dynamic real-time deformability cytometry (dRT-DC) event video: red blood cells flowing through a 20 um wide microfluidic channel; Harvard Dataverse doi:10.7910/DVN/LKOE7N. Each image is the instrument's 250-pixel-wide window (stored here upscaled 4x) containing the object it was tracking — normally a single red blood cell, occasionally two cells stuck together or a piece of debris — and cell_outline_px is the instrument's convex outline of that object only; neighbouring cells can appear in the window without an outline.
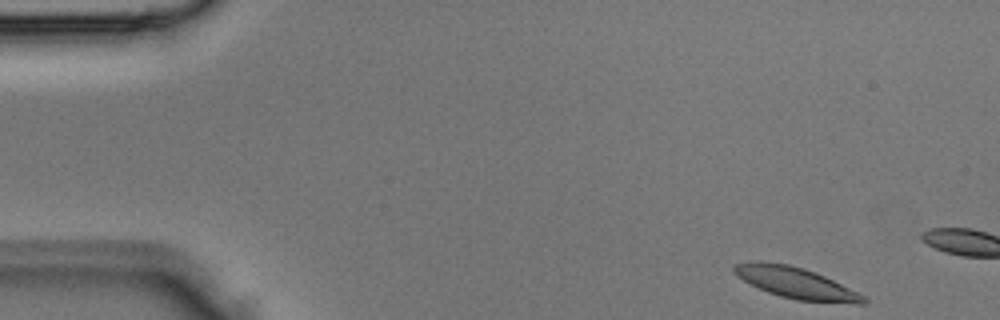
{"species": "Egyptian fruit bat (a non-hibernating species)", "species_latin": "Rousettus aegyptiacus", "temperature_condition": "room temperature", "stored_images_in_passage": 3, "camera_frame_rate_fps": 3000, "um_per_image_px": 0.085, "animal": {"sex": "male"}, "frame": {"image": 1, "passage_image": 1, "time_ms": 0.0, "image_size_px": [1000, 320], "cell_outline_px": [[868, 304], [856, 304], [796, 300], [780, 296], [768, 292], [736, 276], [732, 272], [732, 264], [752, 260], [756, 260], [788, 264], [804, 268], [824, 276], [864, 296], [868, 300]], "centroid_in_image_um": [67.6, 24.03], "position_along_channel_um": 17.4, "area_um2": 23.52}}